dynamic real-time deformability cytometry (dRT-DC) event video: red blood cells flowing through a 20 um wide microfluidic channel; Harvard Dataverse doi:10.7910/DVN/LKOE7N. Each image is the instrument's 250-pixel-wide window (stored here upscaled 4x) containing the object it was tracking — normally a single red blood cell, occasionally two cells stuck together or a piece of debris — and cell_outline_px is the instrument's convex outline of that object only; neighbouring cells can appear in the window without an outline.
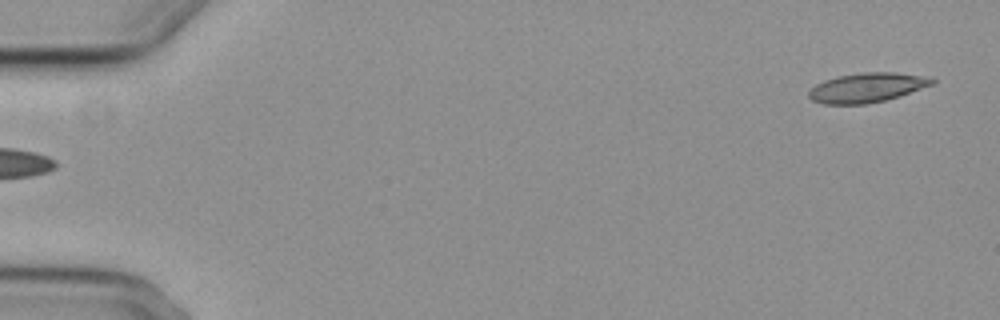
{"species": "common noctule bat (a hibernating species)", "species_latin": "Nyctalus noctula", "temperature_condition": "cold", "stored_images_in_passage": 5, "camera_frame_rate_fps": 3000, "um_per_image_px": 0.085, "animal": {"sex": "female", "body_mass_g": 29.2, "forearm_length_mm": 56.3}, "frame": {"image": 1, "passage_image": 1, "time_ms": 0.0, "image_size_px": [1000, 320], "cell_outline_px": [[936, 80], [932, 84], [900, 96], [884, 100], [864, 104], [824, 104], [812, 100], [808, 96], [808, 92], [816, 84], [824, 80], [836, 76], [860, 72], [896, 72], [920, 76]], "centroid_in_image_um": [73.63, 7.44], "position_along_channel_um": 11.4, "area_um2": 20.98}}
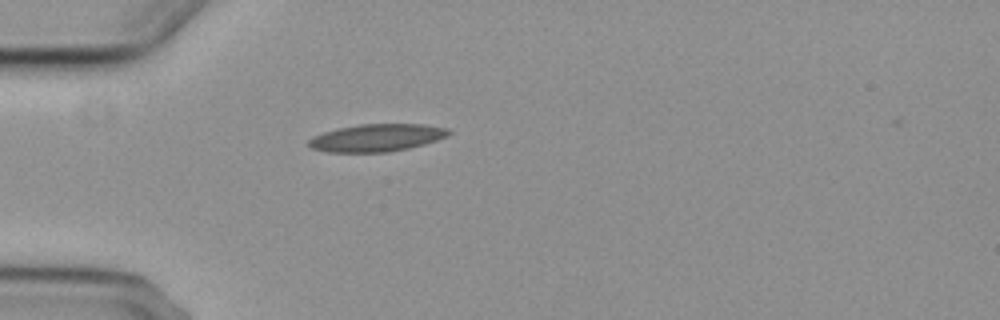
{"frame": {"image": 2, "passage_image": 5, "time_ms": 4.667, "image_size_px": [1000, 320], "cell_outline_px": [[452, 132], [448, 136], [424, 144], [408, 148], [388, 152], [328, 152], [312, 148], [308, 144], [308, 140], [312, 136], [336, 128], [360, 124], [424, 124], [448, 128]], "centroid_in_image_um": [32.03, 11.7], "position_along_channel_um": 53.0, "area_um2": 22.48}}